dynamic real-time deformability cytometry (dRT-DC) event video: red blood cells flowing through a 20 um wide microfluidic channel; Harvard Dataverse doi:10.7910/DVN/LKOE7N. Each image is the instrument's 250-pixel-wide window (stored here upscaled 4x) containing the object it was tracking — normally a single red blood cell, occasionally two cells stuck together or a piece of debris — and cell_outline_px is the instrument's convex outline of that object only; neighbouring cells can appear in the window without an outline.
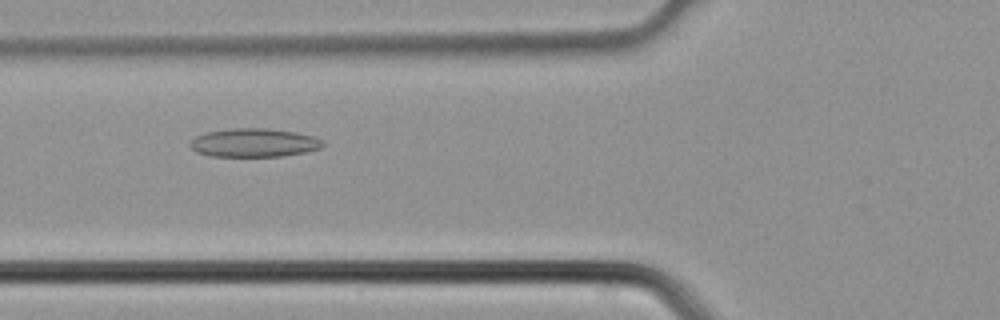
{"species": "common noctule bat (a hibernating species)", "species_latin": "Nyctalus noctula", "temperature_condition": "cold", "stored_images_in_passage": 5, "camera_frame_rate_fps": 3000, "um_per_image_px": 0.085, "animal": {"sex": "male", "body_mass_g": 21.5, "forearm_length_mm": 52.0}, "frame": {"image": 1, "passage_image": 4, "time_ms": 1.0, "image_size_px": [1000, 320], "cell_outline_px": [[324, 144], [320, 148], [304, 152], [284, 156], [208, 156], [196, 152], [188, 144], [188, 140], [196, 136], [208, 132], [232, 128], [268, 128], [296, 132], [312, 136], [324, 140]], "centroid_in_image_um": [21.56, 12.13], "position_along_channel_um": 104.2, "area_um2": 22.2}}
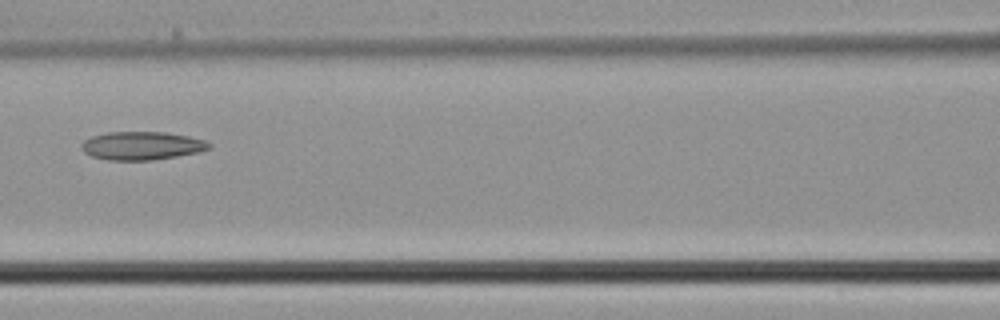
{"frame": {"image": 2, "passage_image": 5, "time_ms": 1.333, "image_size_px": [1000, 320], "cell_outline_px": [[212, 148], [200, 152], [152, 160], [108, 160], [92, 156], [84, 152], [80, 148], [80, 144], [84, 140], [92, 136], [108, 132], [164, 132], [188, 136], [204, 140], [212, 144]], "centroid_in_image_um": [12.06, 12.38], "position_along_channel_um": 154.5, "area_um2": 21.1}}